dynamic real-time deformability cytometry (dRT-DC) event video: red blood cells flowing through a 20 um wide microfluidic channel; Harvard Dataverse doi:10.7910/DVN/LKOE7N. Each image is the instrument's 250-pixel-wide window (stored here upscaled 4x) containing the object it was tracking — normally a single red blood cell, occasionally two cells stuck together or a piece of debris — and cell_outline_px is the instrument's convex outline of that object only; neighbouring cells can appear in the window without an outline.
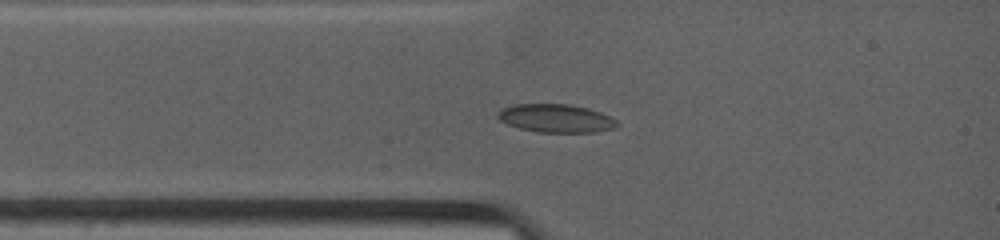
{"species": "common noctule bat (a hibernating species)", "species_latin": "Nyctalus noctula", "temperature_condition": "warm", "stored_images_in_passage": 8, "camera_frame_rate_fps": 4500, "um_per_image_px": 0.085, "animal": {"sex": "female", "body_mass_g": 19.0, "forearm_length_mm": 53.3}, "frame": {"image": 1, "passage_image": 2, "time_ms": 0.667, "image_size_px": [1000, 240], "cell_outline_px": [[620, 124], [612, 128], [596, 132], [536, 132], [520, 128], [508, 124], [500, 120], [496, 116], [496, 112], [500, 108], [512, 104], [568, 104], [588, 108], [600, 112], [616, 120]], "centroid_in_image_um": [47.2, 10.05], "position_along_channel_um": 37.8, "area_um2": 19.71}}
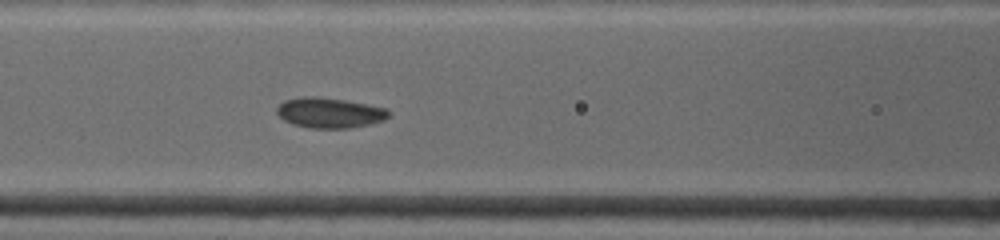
{"frame": {"image": 2, "passage_image": 6, "time_ms": 3.333, "image_size_px": [1000, 240], "cell_outline_px": [[392, 112], [384, 120], [352, 128], [308, 128], [292, 124], [284, 120], [276, 112], [276, 108], [284, 100], [304, 96], [320, 96], [344, 100], [388, 108]], "centroid_in_image_um": [28.01, 9.58], "position_along_channel_um": 138.6, "area_um2": 19.88}}
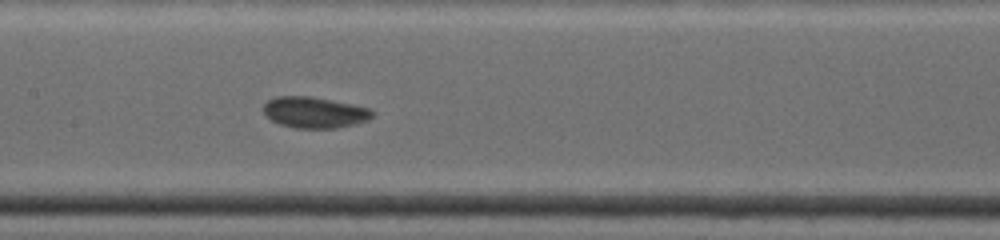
{"frame": {"image": 3, "passage_image": 8, "time_ms": 4.444, "image_size_px": [1000, 240], "cell_outline_px": [[376, 112], [368, 120], [356, 124], [336, 128], [296, 128], [280, 124], [264, 116], [264, 104], [268, 100], [276, 96], [312, 96], [372, 108]], "centroid_in_image_um": [26.76, 9.55], "position_along_channel_um": 180.6, "area_um2": 19.94}}